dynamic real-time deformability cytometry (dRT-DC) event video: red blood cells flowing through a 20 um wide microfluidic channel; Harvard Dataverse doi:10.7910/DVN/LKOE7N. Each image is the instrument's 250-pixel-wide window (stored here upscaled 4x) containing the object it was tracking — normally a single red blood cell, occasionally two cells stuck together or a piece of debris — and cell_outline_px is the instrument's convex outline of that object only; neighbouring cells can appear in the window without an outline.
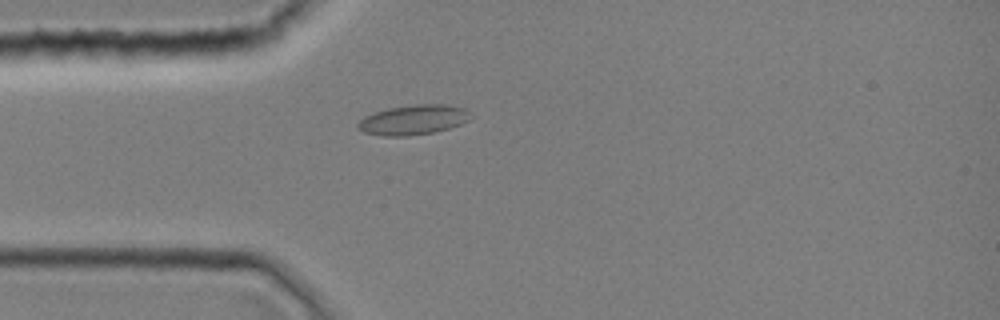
{"species": "common noctule bat (a hibernating species)", "species_latin": "Nyctalus noctula", "temperature_condition": "room temperature", "stored_images_in_passage": 1, "camera_frame_rate_fps": 3000, "um_per_image_px": 0.085, "animal": {"sex": "female", "body_mass_g": 19.0, "forearm_length_mm": 51.5}, "frame": {"image": 1, "passage_image": 1, "time_ms": 0.0, "image_size_px": [1000, 320], "cell_outline_px": [[468, 120], [460, 124], [448, 128], [432, 132], [408, 136], [384, 136], [364, 132], [356, 128], [356, 124], [364, 116], [388, 108], [416, 104], [444, 104], [464, 108], [468, 112]], "centroid_in_image_um": [35.07, 10.18], "position_along_channel_um": 49.9, "area_um2": 19.36}}